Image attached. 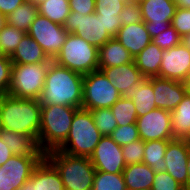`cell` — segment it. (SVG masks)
Wrapping results in <instances>:
<instances>
[{
	"mask_svg": "<svg viewBox=\"0 0 190 190\" xmlns=\"http://www.w3.org/2000/svg\"><path fill=\"white\" fill-rule=\"evenodd\" d=\"M84 76L52 61L48 67L41 105H64L81 109Z\"/></svg>",
	"mask_w": 190,
	"mask_h": 190,
	"instance_id": "obj_1",
	"label": "cell"
},
{
	"mask_svg": "<svg viewBox=\"0 0 190 190\" xmlns=\"http://www.w3.org/2000/svg\"><path fill=\"white\" fill-rule=\"evenodd\" d=\"M41 104L36 99L0 96V128L32 136L38 142Z\"/></svg>",
	"mask_w": 190,
	"mask_h": 190,
	"instance_id": "obj_2",
	"label": "cell"
},
{
	"mask_svg": "<svg viewBox=\"0 0 190 190\" xmlns=\"http://www.w3.org/2000/svg\"><path fill=\"white\" fill-rule=\"evenodd\" d=\"M79 108L64 105H42L38 146L46 154L57 150L66 140L75 112Z\"/></svg>",
	"mask_w": 190,
	"mask_h": 190,
	"instance_id": "obj_3",
	"label": "cell"
},
{
	"mask_svg": "<svg viewBox=\"0 0 190 190\" xmlns=\"http://www.w3.org/2000/svg\"><path fill=\"white\" fill-rule=\"evenodd\" d=\"M58 170L65 190H92L95 168L89 157L72 156L59 150L45 154Z\"/></svg>",
	"mask_w": 190,
	"mask_h": 190,
	"instance_id": "obj_4",
	"label": "cell"
},
{
	"mask_svg": "<svg viewBox=\"0 0 190 190\" xmlns=\"http://www.w3.org/2000/svg\"><path fill=\"white\" fill-rule=\"evenodd\" d=\"M101 137L91 112L81 108L75 112L69 134L57 150L72 156L90 158Z\"/></svg>",
	"mask_w": 190,
	"mask_h": 190,
	"instance_id": "obj_5",
	"label": "cell"
},
{
	"mask_svg": "<svg viewBox=\"0 0 190 190\" xmlns=\"http://www.w3.org/2000/svg\"><path fill=\"white\" fill-rule=\"evenodd\" d=\"M53 61L84 76L98 70V48L83 38L69 33L61 51Z\"/></svg>",
	"mask_w": 190,
	"mask_h": 190,
	"instance_id": "obj_6",
	"label": "cell"
},
{
	"mask_svg": "<svg viewBox=\"0 0 190 190\" xmlns=\"http://www.w3.org/2000/svg\"><path fill=\"white\" fill-rule=\"evenodd\" d=\"M51 62L12 64L8 95L39 100Z\"/></svg>",
	"mask_w": 190,
	"mask_h": 190,
	"instance_id": "obj_7",
	"label": "cell"
},
{
	"mask_svg": "<svg viewBox=\"0 0 190 190\" xmlns=\"http://www.w3.org/2000/svg\"><path fill=\"white\" fill-rule=\"evenodd\" d=\"M121 97L101 70L84 75L82 109L111 108Z\"/></svg>",
	"mask_w": 190,
	"mask_h": 190,
	"instance_id": "obj_8",
	"label": "cell"
},
{
	"mask_svg": "<svg viewBox=\"0 0 190 190\" xmlns=\"http://www.w3.org/2000/svg\"><path fill=\"white\" fill-rule=\"evenodd\" d=\"M27 34L42 47L51 60H54L69 33L63 25L38 14L31 23Z\"/></svg>",
	"mask_w": 190,
	"mask_h": 190,
	"instance_id": "obj_9",
	"label": "cell"
},
{
	"mask_svg": "<svg viewBox=\"0 0 190 190\" xmlns=\"http://www.w3.org/2000/svg\"><path fill=\"white\" fill-rule=\"evenodd\" d=\"M63 26L68 33H73L83 38L97 48L113 38L105 31L103 18L97 13L82 15L78 12L70 11Z\"/></svg>",
	"mask_w": 190,
	"mask_h": 190,
	"instance_id": "obj_10",
	"label": "cell"
},
{
	"mask_svg": "<svg viewBox=\"0 0 190 190\" xmlns=\"http://www.w3.org/2000/svg\"><path fill=\"white\" fill-rule=\"evenodd\" d=\"M138 3L152 39L169 28L177 9L174 0H138Z\"/></svg>",
	"mask_w": 190,
	"mask_h": 190,
	"instance_id": "obj_11",
	"label": "cell"
},
{
	"mask_svg": "<svg viewBox=\"0 0 190 190\" xmlns=\"http://www.w3.org/2000/svg\"><path fill=\"white\" fill-rule=\"evenodd\" d=\"M44 156L14 155L0 167V190H18Z\"/></svg>",
	"mask_w": 190,
	"mask_h": 190,
	"instance_id": "obj_12",
	"label": "cell"
},
{
	"mask_svg": "<svg viewBox=\"0 0 190 190\" xmlns=\"http://www.w3.org/2000/svg\"><path fill=\"white\" fill-rule=\"evenodd\" d=\"M139 137L144 142L173 140L171 112L156 108L136 120Z\"/></svg>",
	"mask_w": 190,
	"mask_h": 190,
	"instance_id": "obj_13",
	"label": "cell"
},
{
	"mask_svg": "<svg viewBox=\"0 0 190 190\" xmlns=\"http://www.w3.org/2000/svg\"><path fill=\"white\" fill-rule=\"evenodd\" d=\"M90 160L96 171L122 174L126 167L122 148L110 136H102Z\"/></svg>",
	"mask_w": 190,
	"mask_h": 190,
	"instance_id": "obj_14",
	"label": "cell"
},
{
	"mask_svg": "<svg viewBox=\"0 0 190 190\" xmlns=\"http://www.w3.org/2000/svg\"><path fill=\"white\" fill-rule=\"evenodd\" d=\"M190 75V51L182 43L162 52L157 77L183 82Z\"/></svg>",
	"mask_w": 190,
	"mask_h": 190,
	"instance_id": "obj_15",
	"label": "cell"
},
{
	"mask_svg": "<svg viewBox=\"0 0 190 190\" xmlns=\"http://www.w3.org/2000/svg\"><path fill=\"white\" fill-rule=\"evenodd\" d=\"M190 149L189 140L173 139L168 143L164 160L166 172L186 190H189L187 158Z\"/></svg>",
	"mask_w": 190,
	"mask_h": 190,
	"instance_id": "obj_16",
	"label": "cell"
},
{
	"mask_svg": "<svg viewBox=\"0 0 190 190\" xmlns=\"http://www.w3.org/2000/svg\"><path fill=\"white\" fill-rule=\"evenodd\" d=\"M18 190H65L55 166L44 156Z\"/></svg>",
	"mask_w": 190,
	"mask_h": 190,
	"instance_id": "obj_17",
	"label": "cell"
},
{
	"mask_svg": "<svg viewBox=\"0 0 190 190\" xmlns=\"http://www.w3.org/2000/svg\"><path fill=\"white\" fill-rule=\"evenodd\" d=\"M156 107L173 111L186 95L184 83L177 80L152 77Z\"/></svg>",
	"mask_w": 190,
	"mask_h": 190,
	"instance_id": "obj_18",
	"label": "cell"
},
{
	"mask_svg": "<svg viewBox=\"0 0 190 190\" xmlns=\"http://www.w3.org/2000/svg\"><path fill=\"white\" fill-rule=\"evenodd\" d=\"M101 71L121 96L127 89L140 84L145 79L134 61L120 66L105 67Z\"/></svg>",
	"mask_w": 190,
	"mask_h": 190,
	"instance_id": "obj_19",
	"label": "cell"
},
{
	"mask_svg": "<svg viewBox=\"0 0 190 190\" xmlns=\"http://www.w3.org/2000/svg\"><path fill=\"white\" fill-rule=\"evenodd\" d=\"M115 38L129 51L133 58L152 42V38L143 21L128 26H121Z\"/></svg>",
	"mask_w": 190,
	"mask_h": 190,
	"instance_id": "obj_20",
	"label": "cell"
},
{
	"mask_svg": "<svg viewBox=\"0 0 190 190\" xmlns=\"http://www.w3.org/2000/svg\"><path fill=\"white\" fill-rule=\"evenodd\" d=\"M125 99L134 102L138 117L144 116L156 109L152 77L145 78L140 84L132 86L122 95Z\"/></svg>",
	"mask_w": 190,
	"mask_h": 190,
	"instance_id": "obj_21",
	"label": "cell"
},
{
	"mask_svg": "<svg viewBox=\"0 0 190 190\" xmlns=\"http://www.w3.org/2000/svg\"><path fill=\"white\" fill-rule=\"evenodd\" d=\"M0 139L14 155L45 156L32 136L0 128Z\"/></svg>",
	"mask_w": 190,
	"mask_h": 190,
	"instance_id": "obj_22",
	"label": "cell"
},
{
	"mask_svg": "<svg viewBox=\"0 0 190 190\" xmlns=\"http://www.w3.org/2000/svg\"><path fill=\"white\" fill-rule=\"evenodd\" d=\"M133 61L132 55L116 38L108 40L98 48V70L105 67L120 66Z\"/></svg>",
	"mask_w": 190,
	"mask_h": 190,
	"instance_id": "obj_23",
	"label": "cell"
},
{
	"mask_svg": "<svg viewBox=\"0 0 190 190\" xmlns=\"http://www.w3.org/2000/svg\"><path fill=\"white\" fill-rule=\"evenodd\" d=\"M10 60L13 64H35L53 61L27 33L10 56Z\"/></svg>",
	"mask_w": 190,
	"mask_h": 190,
	"instance_id": "obj_24",
	"label": "cell"
},
{
	"mask_svg": "<svg viewBox=\"0 0 190 190\" xmlns=\"http://www.w3.org/2000/svg\"><path fill=\"white\" fill-rule=\"evenodd\" d=\"M122 174L127 190L151 189L155 176L152 168L143 162L126 165Z\"/></svg>",
	"mask_w": 190,
	"mask_h": 190,
	"instance_id": "obj_25",
	"label": "cell"
},
{
	"mask_svg": "<svg viewBox=\"0 0 190 190\" xmlns=\"http://www.w3.org/2000/svg\"><path fill=\"white\" fill-rule=\"evenodd\" d=\"M162 52L160 47L151 42L134 58L137 68L145 78L159 75Z\"/></svg>",
	"mask_w": 190,
	"mask_h": 190,
	"instance_id": "obj_26",
	"label": "cell"
},
{
	"mask_svg": "<svg viewBox=\"0 0 190 190\" xmlns=\"http://www.w3.org/2000/svg\"><path fill=\"white\" fill-rule=\"evenodd\" d=\"M173 139L190 141V95L186 94L171 111Z\"/></svg>",
	"mask_w": 190,
	"mask_h": 190,
	"instance_id": "obj_27",
	"label": "cell"
},
{
	"mask_svg": "<svg viewBox=\"0 0 190 190\" xmlns=\"http://www.w3.org/2000/svg\"><path fill=\"white\" fill-rule=\"evenodd\" d=\"M170 141L156 140L145 142L143 163L151 167L155 173L166 170L167 165L164 156Z\"/></svg>",
	"mask_w": 190,
	"mask_h": 190,
	"instance_id": "obj_28",
	"label": "cell"
},
{
	"mask_svg": "<svg viewBox=\"0 0 190 190\" xmlns=\"http://www.w3.org/2000/svg\"><path fill=\"white\" fill-rule=\"evenodd\" d=\"M38 14L37 4L24 2L15 11L6 16V24L27 33Z\"/></svg>",
	"mask_w": 190,
	"mask_h": 190,
	"instance_id": "obj_29",
	"label": "cell"
},
{
	"mask_svg": "<svg viewBox=\"0 0 190 190\" xmlns=\"http://www.w3.org/2000/svg\"><path fill=\"white\" fill-rule=\"evenodd\" d=\"M37 7L41 16L61 25L70 14L69 0H41Z\"/></svg>",
	"mask_w": 190,
	"mask_h": 190,
	"instance_id": "obj_30",
	"label": "cell"
},
{
	"mask_svg": "<svg viewBox=\"0 0 190 190\" xmlns=\"http://www.w3.org/2000/svg\"><path fill=\"white\" fill-rule=\"evenodd\" d=\"M110 110L115 116L118 126L136 123L138 118L134 102L124 97H121Z\"/></svg>",
	"mask_w": 190,
	"mask_h": 190,
	"instance_id": "obj_31",
	"label": "cell"
},
{
	"mask_svg": "<svg viewBox=\"0 0 190 190\" xmlns=\"http://www.w3.org/2000/svg\"><path fill=\"white\" fill-rule=\"evenodd\" d=\"M92 190H127L123 174H111L96 171Z\"/></svg>",
	"mask_w": 190,
	"mask_h": 190,
	"instance_id": "obj_32",
	"label": "cell"
},
{
	"mask_svg": "<svg viewBox=\"0 0 190 190\" xmlns=\"http://www.w3.org/2000/svg\"><path fill=\"white\" fill-rule=\"evenodd\" d=\"M91 115L97 129L102 136H110L118 127L117 121L110 108H99L91 110Z\"/></svg>",
	"mask_w": 190,
	"mask_h": 190,
	"instance_id": "obj_33",
	"label": "cell"
},
{
	"mask_svg": "<svg viewBox=\"0 0 190 190\" xmlns=\"http://www.w3.org/2000/svg\"><path fill=\"white\" fill-rule=\"evenodd\" d=\"M26 32L6 24L0 31V44L5 56L10 57Z\"/></svg>",
	"mask_w": 190,
	"mask_h": 190,
	"instance_id": "obj_34",
	"label": "cell"
},
{
	"mask_svg": "<svg viewBox=\"0 0 190 190\" xmlns=\"http://www.w3.org/2000/svg\"><path fill=\"white\" fill-rule=\"evenodd\" d=\"M110 137L116 144L120 146L128 145L132 141L140 139L136 123L129 124L126 126H118L111 133Z\"/></svg>",
	"mask_w": 190,
	"mask_h": 190,
	"instance_id": "obj_35",
	"label": "cell"
},
{
	"mask_svg": "<svg viewBox=\"0 0 190 190\" xmlns=\"http://www.w3.org/2000/svg\"><path fill=\"white\" fill-rule=\"evenodd\" d=\"M144 147L145 142L141 139L132 141L128 145L121 146L126 165L143 162Z\"/></svg>",
	"mask_w": 190,
	"mask_h": 190,
	"instance_id": "obj_36",
	"label": "cell"
},
{
	"mask_svg": "<svg viewBox=\"0 0 190 190\" xmlns=\"http://www.w3.org/2000/svg\"><path fill=\"white\" fill-rule=\"evenodd\" d=\"M182 37L179 33L173 28L172 25L162 33L158 34L155 38L152 39V42L160 47L162 50L172 48L174 46L181 44Z\"/></svg>",
	"mask_w": 190,
	"mask_h": 190,
	"instance_id": "obj_37",
	"label": "cell"
},
{
	"mask_svg": "<svg viewBox=\"0 0 190 190\" xmlns=\"http://www.w3.org/2000/svg\"><path fill=\"white\" fill-rule=\"evenodd\" d=\"M151 190H186L166 171L156 172Z\"/></svg>",
	"mask_w": 190,
	"mask_h": 190,
	"instance_id": "obj_38",
	"label": "cell"
},
{
	"mask_svg": "<svg viewBox=\"0 0 190 190\" xmlns=\"http://www.w3.org/2000/svg\"><path fill=\"white\" fill-rule=\"evenodd\" d=\"M122 26L136 24L143 21L140 5L138 2L125 4L121 13L119 14Z\"/></svg>",
	"mask_w": 190,
	"mask_h": 190,
	"instance_id": "obj_39",
	"label": "cell"
},
{
	"mask_svg": "<svg viewBox=\"0 0 190 190\" xmlns=\"http://www.w3.org/2000/svg\"><path fill=\"white\" fill-rule=\"evenodd\" d=\"M171 25L181 37L190 33V10L177 8Z\"/></svg>",
	"mask_w": 190,
	"mask_h": 190,
	"instance_id": "obj_40",
	"label": "cell"
},
{
	"mask_svg": "<svg viewBox=\"0 0 190 190\" xmlns=\"http://www.w3.org/2000/svg\"><path fill=\"white\" fill-rule=\"evenodd\" d=\"M95 3V13L102 16H119L125 5L121 0H95Z\"/></svg>",
	"mask_w": 190,
	"mask_h": 190,
	"instance_id": "obj_41",
	"label": "cell"
},
{
	"mask_svg": "<svg viewBox=\"0 0 190 190\" xmlns=\"http://www.w3.org/2000/svg\"><path fill=\"white\" fill-rule=\"evenodd\" d=\"M12 64L10 57H0V96L9 91Z\"/></svg>",
	"mask_w": 190,
	"mask_h": 190,
	"instance_id": "obj_42",
	"label": "cell"
},
{
	"mask_svg": "<svg viewBox=\"0 0 190 190\" xmlns=\"http://www.w3.org/2000/svg\"><path fill=\"white\" fill-rule=\"evenodd\" d=\"M70 11L82 15L95 13V0H69Z\"/></svg>",
	"mask_w": 190,
	"mask_h": 190,
	"instance_id": "obj_43",
	"label": "cell"
},
{
	"mask_svg": "<svg viewBox=\"0 0 190 190\" xmlns=\"http://www.w3.org/2000/svg\"><path fill=\"white\" fill-rule=\"evenodd\" d=\"M100 17L103 18L105 31L115 38L122 26L119 16L100 15Z\"/></svg>",
	"mask_w": 190,
	"mask_h": 190,
	"instance_id": "obj_44",
	"label": "cell"
},
{
	"mask_svg": "<svg viewBox=\"0 0 190 190\" xmlns=\"http://www.w3.org/2000/svg\"><path fill=\"white\" fill-rule=\"evenodd\" d=\"M24 3V0H0V13L4 16L15 11L20 5Z\"/></svg>",
	"mask_w": 190,
	"mask_h": 190,
	"instance_id": "obj_45",
	"label": "cell"
},
{
	"mask_svg": "<svg viewBox=\"0 0 190 190\" xmlns=\"http://www.w3.org/2000/svg\"><path fill=\"white\" fill-rule=\"evenodd\" d=\"M12 156H14L12 151H10L7 145L4 144L0 139V167L5 164Z\"/></svg>",
	"mask_w": 190,
	"mask_h": 190,
	"instance_id": "obj_46",
	"label": "cell"
},
{
	"mask_svg": "<svg viewBox=\"0 0 190 190\" xmlns=\"http://www.w3.org/2000/svg\"><path fill=\"white\" fill-rule=\"evenodd\" d=\"M176 8H183L190 10V0H174Z\"/></svg>",
	"mask_w": 190,
	"mask_h": 190,
	"instance_id": "obj_47",
	"label": "cell"
},
{
	"mask_svg": "<svg viewBox=\"0 0 190 190\" xmlns=\"http://www.w3.org/2000/svg\"><path fill=\"white\" fill-rule=\"evenodd\" d=\"M181 43L190 51V33L182 37Z\"/></svg>",
	"mask_w": 190,
	"mask_h": 190,
	"instance_id": "obj_48",
	"label": "cell"
},
{
	"mask_svg": "<svg viewBox=\"0 0 190 190\" xmlns=\"http://www.w3.org/2000/svg\"><path fill=\"white\" fill-rule=\"evenodd\" d=\"M186 94L190 95V75L183 81Z\"/></svg>",
	"mask_w": 190,
	"mask_h": 190,
	"instance_id": "obj_49",
	"label": "cell"
},
{
	"mask_svg": "<svg viewBox=\"0 0 190 190\" xmlns=\"http://www.w3.org/2000/svg\"><path fill=\"white\" fill-rule=\"evenodd\" d=\"M5 25H6V16L0 13V31L4 28Z\"/></svg>",
	"mask_w": 190,
	"mask_h": 190,
	"instance_id": "obj_50",
	"label": "cell"
},
{
	"mask_svg": "<svg viewBox=\"0 0 190 190\" xmlns=\"http://www.w3.org/2000/svg\"><path fill=\"white\" fill-rule=\"evenodd\" d=\"M187 168H188V174H189V189H190V149H189L188 158H187Z\"/></svg>",
	"mask_w": 190,
	"mask_h": 190,
	"instance_id": "obj_51",
	"label": "cell"
},
{
	"mask_svg": "<svg viewBox=\"0 0 190 190\" xmlns=\"http://www.w3.org/2000/svg\"><path fill=\"white\" fill-rule=\"evenodd\" d=\"M124 4L136 3L138 0H121Z\"/></svg>",
	"mask_w": 190,
	"mask_h": 190,
	"instance_id": "obj_52",
	"label": "cell"
},
{
	"mask_svg": "<svg viewBox=\"0 0 190 190\" xmlns=\"http://www.w3.org/2000/svg\"><path fill=\"white\" fill-rule=\"evenodd\" d=\"M41 0H24V2H32L38 4Z\"/></svg>",
	"mask_w": 190,
	"mask_h": 190,
	"instance_id": "obj_53",
	"label": "cell"
},
{
	"mask_svg": "<svg viewBox=\"0 0 190 190\" xmlns=\"http://www.w3.org/2000/svg\"><path fill=\"white\" fill-rule=\"evenodd\" d=\"M0 57H8V56H5V54L2 50L1 44H0Z\"/></svg>",
	"mask_w": 190,
	"mask_h": 190,
	"instance_id": "obj_54",
	"label": "cell"
}]
</instances>
